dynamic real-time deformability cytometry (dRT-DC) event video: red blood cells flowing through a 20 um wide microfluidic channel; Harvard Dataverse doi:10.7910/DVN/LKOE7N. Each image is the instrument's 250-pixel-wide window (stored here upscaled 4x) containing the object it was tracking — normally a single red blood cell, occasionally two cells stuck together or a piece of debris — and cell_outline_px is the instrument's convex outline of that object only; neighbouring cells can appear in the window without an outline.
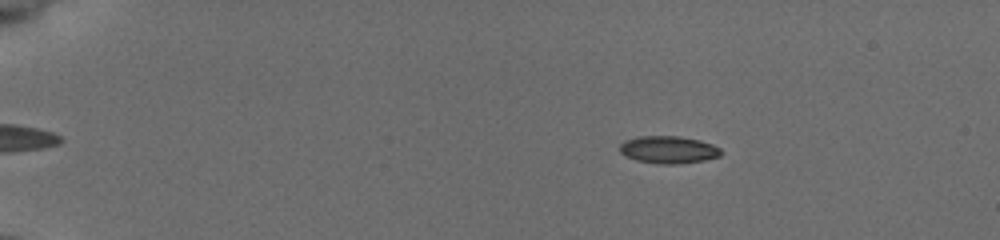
{"species": "common noctule bat (a hibernating species)", "species_latin": "Nyctalus noctula", "temperature_condition": "cold", "stored_images_in_passage": 53, "camera_frame_rate_fps": 3000, "um_per_image_px": 0.085, "animal": {"sex": "female", "body_mass_g": 19.5, "forearm_length_mm": 54.1}, "frame": {"image": 1, "passage_image": 9, "time_ms": 2.667, "image_size_px": [1000, 240], "cell_outline_px": [[724, 152], [720, 156], [704, 160], [676, 164], [664, 164], [636, 160], [620, 152], [620, 144], [624, 140], [640, 136], [680, 136], [700, 140], [712, 144], [720, 148]], "centroid_in_image_um": [56.85, 12.71], "position_along_channel_um": 28.1, "area_um2": 16.13}}
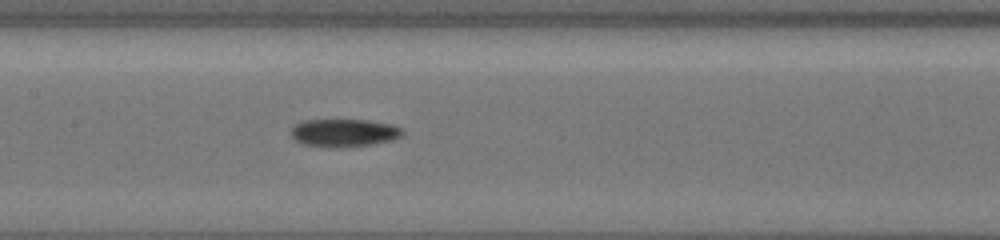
{"frame": {"image": 2, "passage_image": 28, "time_ms": 9.0, "image_size_px": [1000, 240], "cell_outline_px": [[404, 132], [400, 136], [392, 140], [368, 144], [304, 144], [296, 140], [292, 136], [292, 128], [296, 124], [304, 120], [368, 120], [388, 124], [404, 128]], "centroid_in_image_um": [29.29, 11.22], "position_along_channel_um": 178.1, "area_um2": 16.88}}
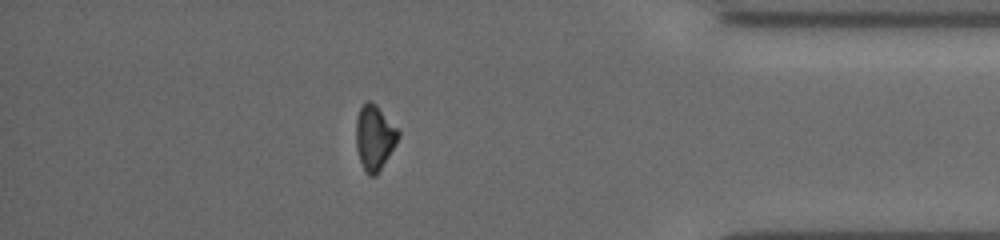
{"frame": {"image": 3, "passage_image": 47, "time_ms": 15.333, "image_size_px": [1000, 240], "cell_outline_px": [[400, 136], [376, 176], [368, 176], [360, 160], [356, 148], [356, 120], [360, 108], [368, 100], [376, 104], [400, 132]], "centroid_in_image_um": [31.82, 11.69], "position_along_channel_um": 403.4, "area_um2": 15.72}}